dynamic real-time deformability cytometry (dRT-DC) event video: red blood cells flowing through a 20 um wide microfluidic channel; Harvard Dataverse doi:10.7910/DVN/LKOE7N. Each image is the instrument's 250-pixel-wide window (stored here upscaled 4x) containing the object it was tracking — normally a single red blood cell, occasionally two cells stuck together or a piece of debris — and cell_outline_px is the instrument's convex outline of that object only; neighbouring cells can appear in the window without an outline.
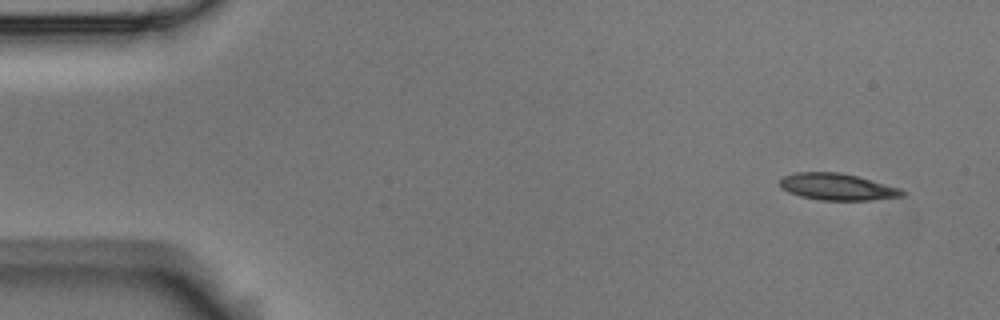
{"species": "Egyptian fruit bat (a non-hibernating species)", "species_latin": "Rousettus aegyptiacus", "temperature_condition": "room temperature", "stored_images_in_passage": 5, "camera_frame_rate_fps": 3000, "um_per_image_px": 0.085, "animal": {"sex": "male"}, "frame": {"image": 1, "passage_image": 1, "time_ms": 0.0, "image_size_px": [1000, 320], "cell_outline_px": [[908, 192], [904, 196], [872, 200], [820, 200], [800, 196], [788, 192], [780, 188], [780, 180], [784, 176], [796, 172], [836, 172], [856, 176], [900, 188]], "centroid_in_image_um": [71.17, 15.89], "position_along_channel_um": 13.8, "area_um2": 19.02}}
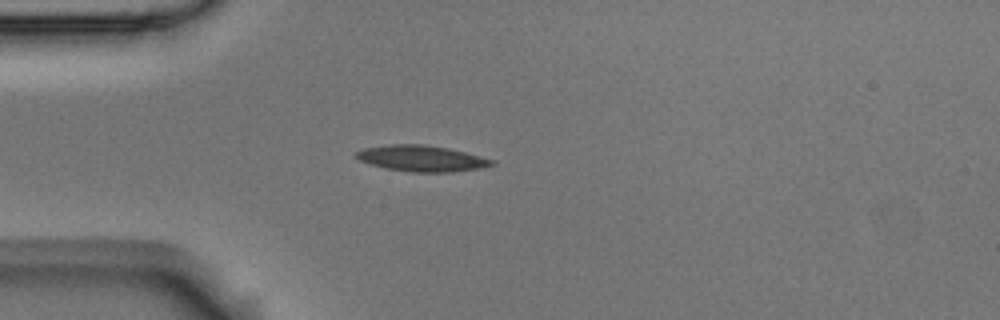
{"frame": {"image": 2, "passage_image": 4, "time_ms": 1.0, "image_size_px": [1000, 320], "cell_outline_px": [[496, 164], [480, 168], [452, 172], [412, 172], [384, 168], [360, 160], [356, 156], [356, 152], [364, 148], [388, 144], [424, 144], [448, 148], [496, 160]], "centroid_in_image_um": [35.87, 13.46], "position_along_channel_um": 49.1, "area_um2": 20.52}}